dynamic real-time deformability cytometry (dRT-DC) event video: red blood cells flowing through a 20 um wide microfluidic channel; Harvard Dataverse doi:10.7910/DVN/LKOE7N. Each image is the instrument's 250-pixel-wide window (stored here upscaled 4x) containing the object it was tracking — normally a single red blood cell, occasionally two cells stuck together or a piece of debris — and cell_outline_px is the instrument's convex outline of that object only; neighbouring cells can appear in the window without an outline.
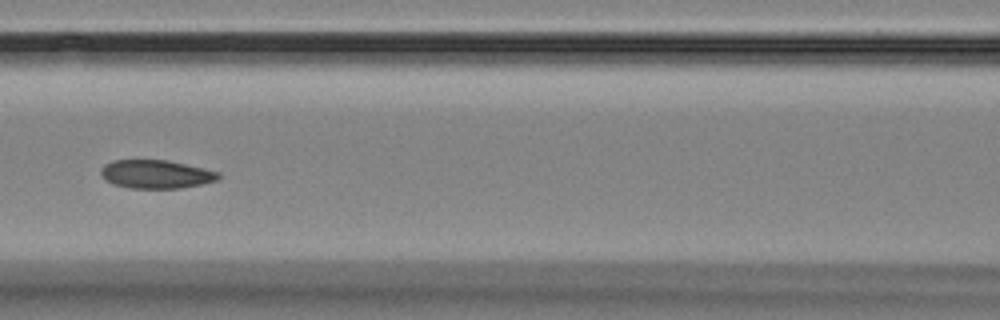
{"species": "Egyptian fruit bat (a non-hibernating species)", "species_latin": "Rousettus aegyptiacus", "temperature_condition": "room temperature", "stored_images_in_passage": 16, "camera_frame_rate_fps": 3000, "um_per_image_px": 0.085, "animal": {"sex": "female"}, "frame": {"image": 1, "passage_image": 7, "time_ms": 8.0, "image_size_px": [1000, 320], "cell_outline_px": [[220, 176], [216, 180], [200, 184], [180, 188], [128, 188], [112, 184], [104, 180], [100, 172], [100, 168], [104, 164], [112, 160], [168, 160], [204, 168], [220, 172]], "centroid_in_image_um": [13.21, 14.8], "position_along_channel_um": 153.4, "area_um2": 19.59}}
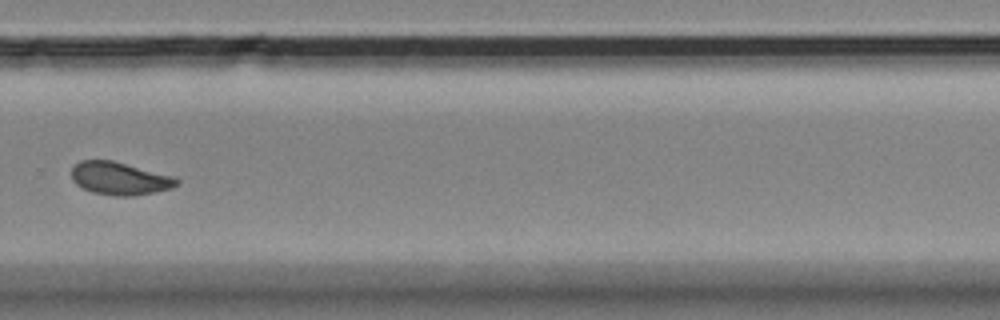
{"frame": {"image": 2, "passage_image": 11, "time_ms": 12.667, "image_size_px": [1000, 320], "cell_outline_px": [[180, 180], [172, 188], [132, 196], [116, 196], [92, 192], [76, 184], [72, 180], [72, 168], [80, 160], [112, 160], [176, 176]], "centroid_in_image_um": [10.19, 15.16], "position_along_channel_um": 319.6, "area_um2": 20.11}}
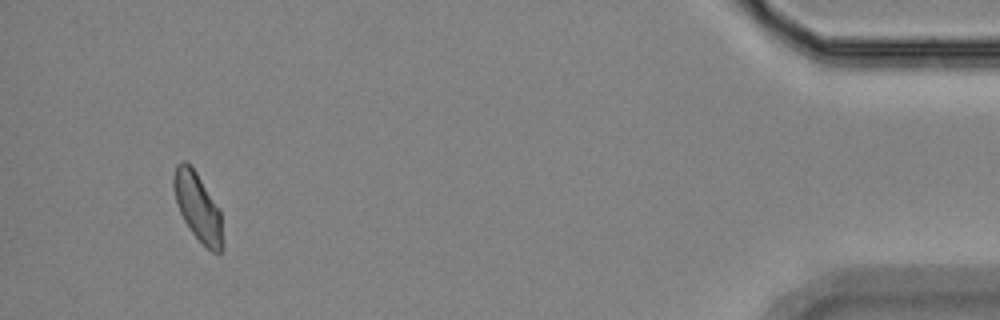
{"frame": {"image": 3, "passage_image": 15, "time_ms": 17.333, "image_size_px": [1000, 320], "cell_outline_px": [[220, 252], [212, 252], [192, 232], [184, 220], [176, 204], [172, 184], [172, 180], [176, 164], [180, 160], [184, 160], [196, 172], [220, 208]], "centroid_in_image_um": [16.75, 17.49], "position_along_channel_um": 418.5, "area_um2": 18.84}, "authors_computed_cell_mechanics": {"area_um2": 19.941, "velocity_mm_per_s": 3.5846, "shape_relaxation_time_tau1_ms": null, "shape_relaxation_time_tau2_ms": 2.667, "deformation_change_tau1": null, "deformation_change_tau2": 0.0322}}